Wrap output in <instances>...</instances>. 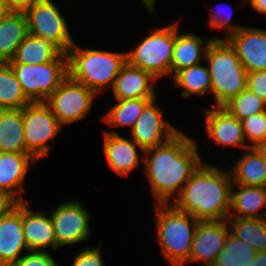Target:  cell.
<instances>
[{"label": "cell", "mask_w": 266, "mask_h": 266, "mask_svg": "<svg viewBox=\"0 0 266 266\" xmlns=\"http://www.w3.org/2000/svg\"><path fill=\"white\" fill-rule=\"evenodd\" d=\"M27 204L28 201L22 202V228L28 252L45 251L47 247L58 249L51 218L41 210H30Z\"/></svg>", "instance_id": "obj_18"}, {"label": "cell", "mask_w": 266, "mask_h": 266, "mask_svg": "<svg viewBox=\"0 0 266 266\" xmlns=\"http://www.w3.org/2000/svg\"><path fill=\"white\" fill-rule=\"evenodd\" d=\"M88 210L75 200L58 205L50 214L57 245L72 246L81 243L90 236Z\"/></svg>", "instance_id": "obj_11"}, {"label": "cell", "mask_w": 266, "mask_h": 266, "mask_svg": "<svg viewBox=\"0 0 266 266\" xmlns=\"http://www.w3.org/2000/svg\"><path fill=\"white\" fill-rule=\"evenodd\" d=\"M222 107L237 119L242 120L266 111V101L246 88Z\"/></svg>", "instance_id": "obj_32"}, {"label": "cell", "mask_w": 266, "mask_h": 266, "mask_svg": "<svg viewBox=\"0 0 266 266\" xmlns=\"http://www.w3.org/2000/svg\"><path fill=\"white\" fill-rule=\"evenodd\" d=\"M204 58L209 64L216 106H223L247 88L248 73L227 40H213Z\"/></svg>", "instance_id": "obj_5"}, {"label": "cell", "mask_w": 266, "mask_h": 266, "mask_svg": "<svg viewBox=\"0 0 266 266\" xmlns=\"http://www.w3.org/2000/svg\"><path fill=\"white\" fill-rule=\"evenodd\" d=\"M29 252L28 254H23L13 266H59L52 255L46 251Z\"/></svg>", "instance_id": "obj_34"}, {"label": "cell", "mask_w": 266, "mask_h": 266, "mask_svg": "<svg viewBox=\"0 0 266 266\" xmlns=\"http://www.w3.org/2000/svg\"><path fill=\"white\" fill-rule=\"evenodd\" d=\"M257 251L229 232L226 245L212 266H245Z\"/></svg>", "instance_id": "obj_31"}, {"label": "cell", "mask_w": 266, "mask_h": 266, "mask_svg": "<svg viewBox=\"0 0 266 266\" xmlns=\"http://www.w3.org/2000/svg\"><path fill=\"white\" fill-rule=\"evenodd\" d=\"M177 25L175 23V45L171 62L172 77L184 68L200 64L202 54H206L211 42L219 40V38H206V40H203L202 37L190 32L180 34L178 33Z\"/></svg>", "instance_id": "obj_21"}, {"label": "cell", "mask_w": 266, "mask_h": 266, "mask_svg": "<svg viewBox=\"0 0 266 266\" xmlns=\"http://www.w3.org/2000/svg\"><path fill=\"white\" fill-rule=\"evenodd\" d=\"M36 161L30 154L0 152V189L9 193L18 202H25L20 196L25 192L22 185L29 165Z\"/></svg>", "instance_id": "obj_20"}, {"label": "cell", "mask_w": 266, "mask_h": 266, "mask_svg": "<svg viewBox=\"0 0 266 266\" xmlns=\"http://www.w3.org/2000/svg\"><path fill=\"white\" fill-rule=\"evenodd\" d=\"M28 33L55 43L64 53L75 42L65 17L51 0H36L25 12Z\"/></svg>", "instance_id": "obj_10"}, {"label": "cell", "mask_w": 266, "mask_h": 266, "mask_svg": "<svg viewBox=\"0 0 266 266\" xmlns=\"http://www.w3.org/2000/svg\"><path fill=\"white\" fill-rule=\"evenodd\" d=\"M251 6L260 14L266 15V0H248Z\"/></svg>", "instance_id": "obj_41"}, {"label": "cell", "mask_w": 266, "mask_h": 266, "mask_svg": "<svg viewBox=\"0 0 266 266\" xmlns=\"http://www.w3.org/2000/svg\"><path fill=\"white\" fill-rule=\"evenodd\" d=\"M0 152L29 154L24 140L22 109H0Z\"/></svg>", "instance_id": "obj_24"}, {"label": "cell", "mask_w": 266, "mask_h": 266, "mask_svg": "<svg viewBox=\"0 0 266 266\" xmlns=\"http://www.w3.org/2000/svg\"><path fill=\"white\" fill-rule=\"evenodd\" d=\"M245 266H266V251L256 252Z\"/></svg>", "instance_id": "obj_40"}, {"label": "cell", "mask_w": 266, "mask_h": 266, "mask_svg": "<svg viewBox=\"0 0 266 266\" xmlns=\"http://www.w3.org/2000/svg\"><path fill=\"white\" fill-rule=\"evenodd\" d=\"M156 98H134L127 100H117V103L109 109L103 116L109 126L125 127L131 129L134 127L136 120L142 114L144 108Z\"/></svg>", "instance_id": "obj_30"}, {"label": "cell", "mask_w": 266, "mask_h": 266, "mask_svg": "<svg viewBox=\"0 0 266 266\" xmlns=\"http://www.w3.org/2000/svg\"><path fill=\"white\" fill-rule=\"evenodd\" d=\"M174 78L175 87H183L181 95L185 98L192 94L198 96H206L207 92H211V78L208 66L200 64L190 66L178 71Z\"/></svg>", "instance_id": "obj_29"}, {"label": "cell", "mask_w": 266, "mask_h": 266, "mask_svg": "<svg viewBox=\"0 0 266 266\" xmlns=\"http://www.w3.org/2000/svg\"><path fill=\"white\" fill-rule=\"evenodd\" d=\"M18 203L9 193L0 189V217L8 214Z\"/></svg>", "instance_id": "obj_38"}, {"label": "cell", "mask_w": 266, "mask_h": 266, "mask_svg": "<svg viewBox=\"0 0 266 266\" xmlns=\"http://www.w3.org/2000/svg\"><path fill=\"white\" fill-rule=\"evenodd\" d=\"M226 40L247 73L266 70V29L245 26Z\"/></svg>", "instance_id": "obj_14"}, {"label": "cell", "mask_w": 266, "mask_h": 266, "mask_svg": "<svg viewBox=\"0 0 266 266\" xmlns=\"http://www.w3.org/2000/svg\"><path fill=\"white\" fill-rule=\"evenodd\" d=\"M244 152L230 170L233 184L266 187V163L262 155L255 147Z\"/></svg>", "instance_id": "obj_23"}, {"label": "cell", "mask_w": 266, "mask_h": 266, "mask_svg": "<svg viewBox=\"0 0 266 266\" xmlns=\"http://www.w3.org/2000/svg\"><path fill=\"white\" fill-rule=\"evenodd\" d=\"M233 185L238 186L237 191ZM265 207L266 187L232 184L229 217L266 218Z\"/></svg>", "instance_id": "obj_22"}, {"label": "cell", "mask_w": 266, "mask_h": 266, "mask_svg": "<svg viewBox=\"0 0 266 266\" xmlns=\"http://www.w3.org/2000/svg\"><path fill=\"white\" fill-rule=\"evenodd\" d=\"M227 222L234 236L257 252L266 251V218L228 217Z\"/></svg>", "instance_id": "obj_27"}, {"label": "cell", "mask_w": 266, "mask_h": 266, "mask_svg": "<svg viewBox=\"0 0 266 266\" xmlns=\"http://www.w3.org/2000/svg\"><path fill=\"white\" fill-rule=\"evenodd\" d=\"M240 121L245 140H249L250 147L266 143V111L256 113Z\"/></svg>", "instance_id": "obj_33"}, {"label": "cell", "mask_w": 266, "mask_h": 266, "mask_svg": "<svg viewBox=\"0 0 266 266\" xmlns=\"http://www.w3.org/2000/svg\"><path fill=\"white\" fill-rule=\"evenodd\" d=\"M227 219L200 221L191 246L189 262L200 261L201 266H212L226 245L230 232Z\"/></svg>", "instance_id": "obj_13"}, {"label": "cell", "mask_w": 266, "mask_h": 266, "mask_svg": "<svg viewBox=\"0 0 266 266\" xmlns=\"http://www.w3.org/2000/svg\"><path fill=\"white\" fill-rule=\"evenodd\" d=\"M155 78L148 72L126 62L116 77L112 91L116 100L156 98Z\"/></svg>", "instance_id": "obj_19"}, {"label": "cell", "mask_w": 266, "mask_h": 266, "mask_svg": "<svg viewBox=\"0 0 266 266\" xmlns=\"http://www.w3.org/2000/svg\"><path fill=\"white\" fill-rule=\"evenodd\" d=\"M96 96L94 91L68 75L44 103L63 126L86 117Z\"/></svg>", "instance_id": "obj_8"}, {"label": "cell", "mask_w": 266, "mask_h": 266, "mask_svg": "<svg viewBox=\"0 0 266 266\" xmlns=\"http://www.w3.org/2000/svg\"><path fill=\"white\" fill-rule=\"evenodd\" d=\"M28 22L24 12H11L0 21V63H8L18 46L28 36Z\"/></svg>", "instance_id": "obj_25"}, {"label": "cell", "mask_w": 266, "mask_h": 266, "mask_svg": "<svg viewBox=\"0 0 266 266\" xmlns=\"http://www.w3.org/2000/svg\"><path fill=\"white\" fill-rule=\"evenodd\" d=\"M156 233L167 263L184 266L189 261L191 246L200 220L177 210L172 204L155 205Z\"/></svg>", "instance_id": "obj_4"}, {"label": "cell", "mask_w": 266, "mask_h": 266, "mask_svg": "<svg viewBox=\"0 0 266 266\" xmlns=\"http://www.w3.org/2000/svg\"><path fill=\"white\" fill-rule=\"evenodd\" d=\"M13 12L5 0H0V21L6 19Z\"/></svg>", "instance_id": "obj_42"}, {"label": "cell", "mask_w": 266, "mask_h": 266, "mask_svg": "<svg viewBox=\"0 0 266 266\" xmlns=\"http://www.w3.org/2000/svg\"><path fill=\"white\" fill-rule=\"evenodd\" d=\"M206 115V132L214 143L223 146H238L243 149L251 148L245 142L241 121L231 115L222 106L214 109H204Z\"/></svg>", "instance_id": "obj_16"}, {"label": "cell", "mask_w": 266, "mask_h": 266, "mask_svg": "<svg viewBox=\"0 0 266 266\" xmlns=\"http://www.w3.org/2000/svg\"><path fill=\"white\" fill-rule=\"evenodd\" d=\"M101 244L99 247H86L83 251L75 255L72 266H104L102 255L100 254Z\"/></svg>", "instance_id": "obj_36"}, {"label": "cell", "mask_w": 266, "mask_h": 266, "mask_svg": "<svg viewBox=\"0 0 266 266\" xmlns=\"http://www.w3.org/2000/svg\"><path fill=\"white\" fill-rule=\"evenodd\" d=\"M220 10L216 9V11H213V13L211 12V15L209 18L210 19L209 25L211 28H215V29L216 28L217 29H223V28L226 29L227 33H228V34L226 33L227 36L225 35V38L219 37V40H226L232 34H235L243 26H237V25L231 24L230 20L232 18V10H230L231 12L227 15H224V13H221V11L222 12L224 11L223 9L221 11Z\"/></svg>", "instance_id": "obj_35"}, {"label": "cell", "mask_w": 266, "mask_h": 266, "mask_svg": "<svg viewBox=\"0 0 266 266\" xmlns=\"http://www.w3.org/2000/svg\"><path fill=\"white\" fill-rule=\"evenodd\" d=\"M68 75L96 94L107 86L113 87L122 66L127 62L126 52L118 53L95 49H83L72 45L67 52Z\"/></svg>", "instance_id": "obj_3"}, {"label": "cell", "mask_w": 266, "mask_h": 266, "mask_svg": "<svg viewBox=\"0 0 266 266\" xmlns=\"http://www.w3.org/2000/svg\"><path fill=\"white\" fill-rule=\"evenodd\" d=\"M63 53L52 41L28 34L8 63L44 64L54 61Z\"/></svg>", "instance_id": "obj_26"}, {"label": "cell", "mask_w": 266, "mask_h": 266, "mask_svg": "<svg viewBox=\"0 0 266 266\" xmlns=\"http://www.w3.org/2000/svg\"><path fill=\"white\" fill-rule=\"evenodd\" d=\"M24 249L28 251L22 228V202H18L0 217V265L13 266Z\"/></svg>", "instance_id": "obj_15"}, {"label": "cell", "mask_w": 266, "mask_h": 266, "mask_svg": "<svg viewBox=\"0 0 266 266\" xmlns=\"http://www.w3.org/2000/svg\"><path fill=\"white\" fill-rule=\"evenodd\" d=\"M144 6L148 9V12L151 14L154 12V8L156 5V0H142Z\"/></svg>", "instance_id": "obj_43"}, {"label": "cell", "mask_w": 266, "mask_h": 266, "mask_svg": "<svg viewBox=\"0 0 266 266\" xmlns=\"http://www.w3.org/2000/svg\"><path fill=\"white\" fill-rule=\"evenodd\" d=\"M22 118L28 153L36 160L44 158L51 147L49 140L59 133L62 125L44 102H32L23 107Z\"/></svg>", "instance_id": "obj_9"}, {"label": "cell", "mask_w": 266, "mask_h": 266, "mask_svg": "<svg viewBox=\"0 0 266 266\" xmlns=\"http://www.w3.org/2000/svg\"><path fill=\"white\" fill-rule=\"evenodd\" d=\"M175 45V23L156 28L134 50L126 52L127 62L150 73L156 80L171 75Z\"/></svg>", "instance_id": "obj_6"}, {"label": "cell", "mask_w": 266, "mask_h": 266, "mask_svg": "<svg viewBox=\"0 0 266 266\" xmlns=\"http://www.w3.org/2000/svg\"><path fill=\"white\" fill-rule=\"evenodd\" d=\"M247 89L266 101V70L248 73Z\"/></svg>", "instance_id": "obj_37"}, {"label": "cell", "mask_w": 266, "mask_h": 266, "mask_svg": "<svg viewBox=\"0 0 266 266\" xmlns=\"http://www.w3.org/2000/svg\"><path fill=\"white\" fill-rule=\"evenodd\" d=\"M137 148L144 150L134 141L123 138L115 131H105L103 150L110 168L117 174L126 177L139 166Z\"/></svg>", "instance_id": "obj_17"}, {"label": "cell", "mask_w": 266, "mask_h": 266, "mask_svg": "<svg viewBox=\"0 0 266 266\" xmlns=\"http://www.w3.org/2000/svg\"><path fill=\"white\" fill-rule=\"evenodd\" d=\"M143 154L145 174L157 204H168L171 197L175 200L202 163L196 141L182 132Z\"/></svg>", "instance_id": "obj_1"}, {"label": "cell", "mask_w": 266, "mask_h": 266, "mask_svg": "<svg viewBox=\"0 0 266 266\" xmlns=\"http://www.w3.org/2000/svg\"><path fill=\"white\" fill-rule=\"evenodd\" d=\"M9 64L32 102L46 101L68 76L67 53L44 64Z\"/></svg>", "instance_id": "obj_7"}, {"label": "cell", "mask_w": 266, "mask_h": 266, "mask_svg": "<svg viewBox=\"0 0 266 266\" xmlns=\"http://www.w3.org/2000/svg\"><path fill=\"white\" fill-rule=\"evenodd\" d=\"M153 99L131 129V137L144 151L170 141L180 131L163 120L162 110Z\"/></svg>", "instance_id": "obj_12"}, {"label": "cell", "mask_w": 266, "mask_h": 266, "mask_svg": "<svg viewBox=\"0 0 266 266\" xmlns=\"http://www.w3.org/2000/svg\"><path fill=\"white\" fill-rule=\"evenodd\" d=\"M14 12H25L36 0H5Z\"/></svg>", "instance_id": "obj_39"}, {"label": "cell", "mask_w": 266, "mask_h": 266, "mask_svg": "<svg viewBox=\"0 0 266 266\" xmlns=\"http://www.w3.org/2000/svg\"><path fill=\"white\" fill-rule=\"evenodd\" d=\"M230 174L202 162L171 204L200 221L227 219L233 184Z\"/></svg>", "instance_id": "obj_2"}, {"label": "cell", "mask_w": 266, "mask_h": 266, "mask_svg": "<svg viewBox=\"0 0 266 266\" xmlns=\"http://www.w3.org/2000/svg\"><path fill=\"white\" fill-rule=\"evenodd\" d=\"M255 148L260 152L266 163V143L259 144Z\"/></svg>", "instance_id": "obj_44"}, {"label": "cell", "mask_w": 266, "mask_h": 266, "mask_svg": "<svg viewBox=\"0 0 266 266\" xmlns=\"http://www.w3.org/2000/svg\"><path fill=\"white\" fill-rule=\"evenodd\" d=\"M32 101L26 96L22 85L9 63H0V109H22Z\"/></svg>", "instance_id": "obj_28"}]
</instances>
